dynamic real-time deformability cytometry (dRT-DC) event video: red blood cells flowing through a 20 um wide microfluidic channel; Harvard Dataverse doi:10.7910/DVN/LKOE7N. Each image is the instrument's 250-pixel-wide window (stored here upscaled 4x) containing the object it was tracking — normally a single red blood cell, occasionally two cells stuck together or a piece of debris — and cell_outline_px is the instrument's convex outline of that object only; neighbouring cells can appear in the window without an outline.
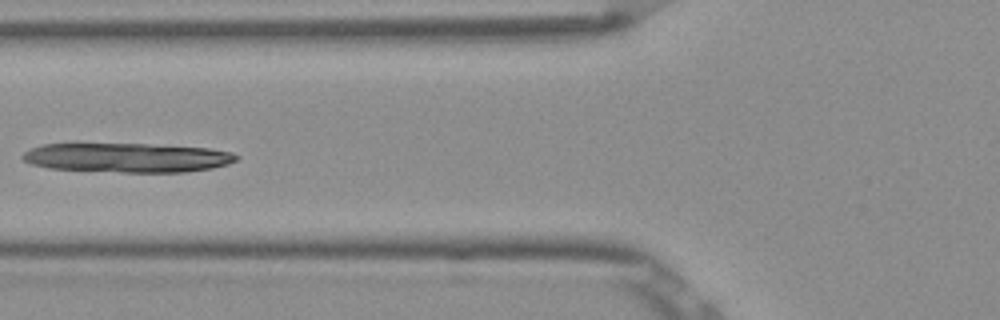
{"species": "Egyptian fruit bat (a non-hibernating species)", "species_latin": "Rousettus aegyptiacus", "temperature_condition": "room temperature", "stored_images_in_passage": 2, "camera_frame_rate_fps": 3000, "um_per_image_px": 0.085, "frame": {"image": 1, "passage_image": 2, "time_ms": 0.333, "image_size_px": [1000, 320], "cell_outline_px": [[240, 156], [236, 160], [228, 164], [212, 168], [184, 172], [120, 172], [48, 168], [32, 164], [24, 160], [20, 156], [24, 152], [32, 148], [44, 144], [76, 140], [144, 144], [208, 148], [232, 152]], "centroid_in_image_um": [10.7, 13.35], "position_along_channel_um": 115.1, "area_um2": 37.8}}